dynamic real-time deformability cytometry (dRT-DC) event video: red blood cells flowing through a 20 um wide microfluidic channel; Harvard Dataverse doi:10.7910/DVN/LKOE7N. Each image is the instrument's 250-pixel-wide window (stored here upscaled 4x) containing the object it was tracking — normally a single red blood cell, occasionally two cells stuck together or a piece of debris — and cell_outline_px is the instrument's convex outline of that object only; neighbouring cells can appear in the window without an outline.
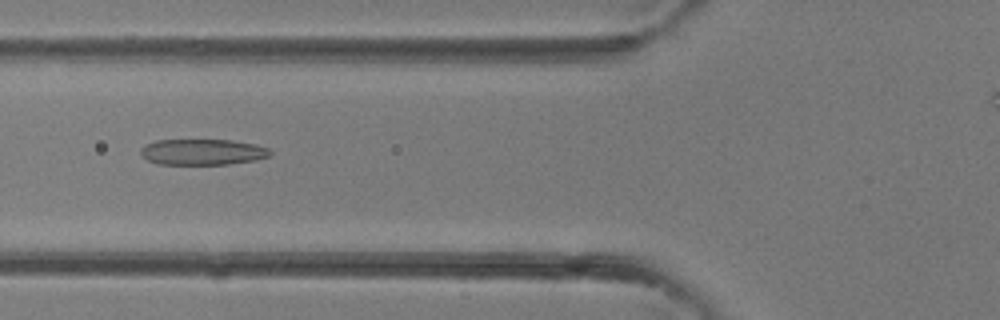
{"species": "common noctule bat (a hibernating species)", "species_latin": "Nyctalus noctula", "temperature_condition": "room temperature", "stored_images_in_passage": 34, "camera_frame_rate_fps": 3000, "um_per_image_px": 0.085, "animal": {"sex": "female"}, "frame": {"image": 1, "passage_image": 13, "time_ms": 4.0, "image_size_px": [1000, 320], "cell_outline_px": [[272, 152], [268, 156], [256, 160], [228, 164], [156, 164], [140, 156], [140, 148], [156, 140], [232, 140], [256, 144], [268, 148]], "centroid_in_image_um": [17.2, 12.92], "position_along_channel_um": 108.6, "area_um2": 19.59}}
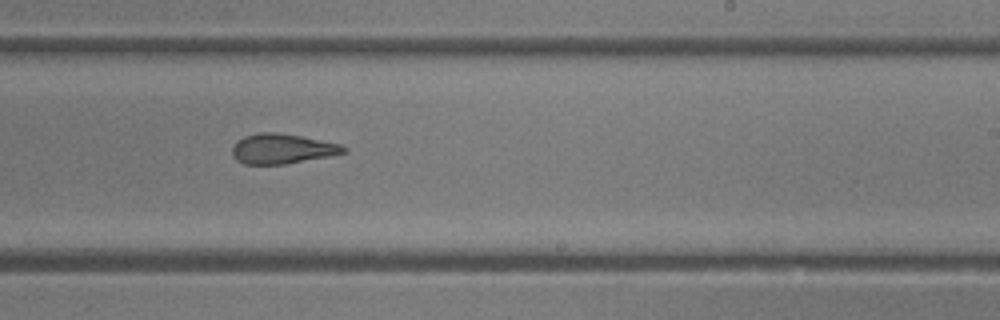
{"frame": {"image": 2, "passage_image": 22, "time_ms": 7.0, "image_size_px": [1000, 320], "cell_outline_px": [[348, 152], [328, 156], [284, 164], [244, 164], [236, 160], [232, 156], [232, 148], [236, 140], [244, 136], [260, 132], [276, 132], [300, 136], [340, 144], [348, 148]], "centroid_in_image_um": [23.95, 12.64], "position_along_channel_um": 265.0, "area_um2": 19.42}}
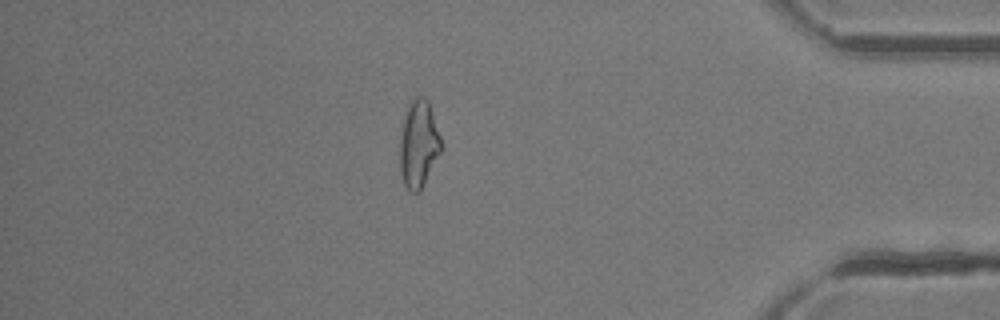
{"frame": {"image": 3, "passage_image": 32, "time_ms": 10.333, "image_size_px": [1000, 320], "cell_outline_px": [[444, 148], [420, 192], [412, 192], [404, 184], [400, 172], [400, 132], [404, 116], [408, 104], [412, 96], [424, 96], [428, 100]], "centroid_in_image_um": [35.59, 12.23], "position_along_channel_um": 399.6, "area_um2": 21.44}}